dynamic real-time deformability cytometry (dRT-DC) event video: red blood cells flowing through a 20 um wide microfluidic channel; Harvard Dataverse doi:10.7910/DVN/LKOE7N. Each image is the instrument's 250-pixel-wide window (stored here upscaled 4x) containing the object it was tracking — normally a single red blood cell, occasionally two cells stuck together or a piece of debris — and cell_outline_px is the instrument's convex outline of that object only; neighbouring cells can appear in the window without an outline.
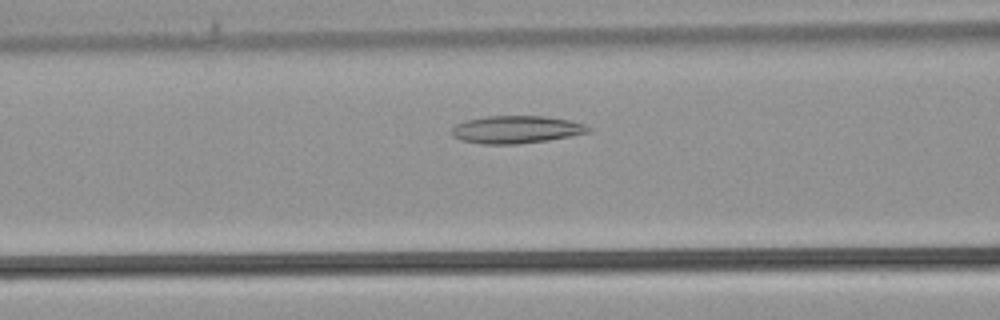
{"species": "common noctule bat (a hibernating species)", "species_latin": "Nyctalus noctula", "temperature_condition": "warm", "stored_images_in_passage": 25, "camera_frame_rate_fps": 3000, "um_per_image_px": 0.085, "animal": {"sex": "male", "body_mass_g": 21.5, "forearm_length_mm": 52.0}, "frame": {"image": 1, "passage_image": 4, "time_ms": 1.0, "image_size_px": [1000, 320], "cell_outline_px": [[592, 132], [572, 136], [548, 140], [516, 144], [480, 144], [460, 140], [452, 136], [452, 128], [456, 124], [464, 120], [484, 116], [544, 116], [568, 120], [584, 124], [592, 128]], "centroid_in_image_um": [43.87, 11.01], "position_along_channel_um": 122.7, "area_um2": 22.2}}
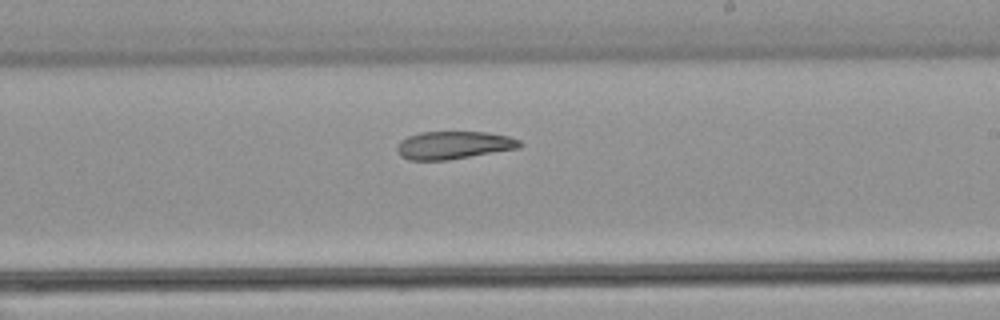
{"frame": {"image": 2, "passage_image": 11, "time_ms": 3.333, "image_size_px": [1000, 320], "cell_outline_px": [[524, 144], [520, 148], [448, 160], [408, 160], [400, 156], [396, 148], [396, 144], [400, 140], [408, 136], [420, 132], [488, 132], [508, 136], [520, 140]], "centroid_in_image_um": [38.56, 12.34], "position_along_channel_um": 250.4, "area_um2": 20.11}}
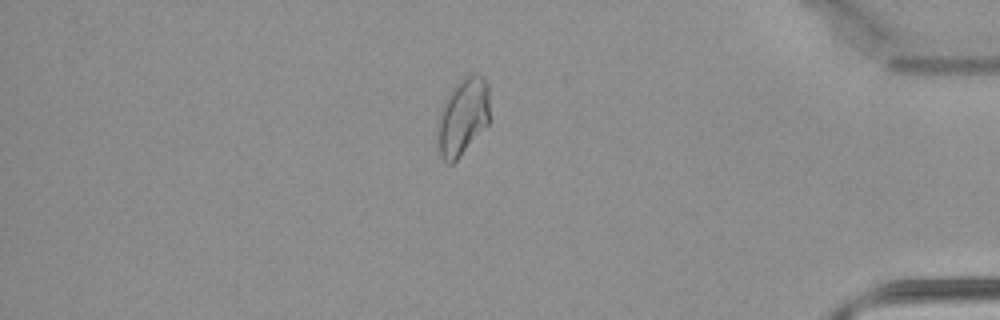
{"frame": {"image": 3, "passage_image": 21, "time_ms": 6.667, "image_size_px": [1000, 320], "cell_outline_px": [[488, 124], [460, 156], [452, 164], [448, 164], [440, 156], [436, 136], [436, 132], [440, 108], [452, 88], [468, 72], [476, 72], [484, 76], [488, 84]], "centroid_in_image_um": [39.32, 9.89], "position_along_channel_um": 395.9, "area_um2": 23.81}}